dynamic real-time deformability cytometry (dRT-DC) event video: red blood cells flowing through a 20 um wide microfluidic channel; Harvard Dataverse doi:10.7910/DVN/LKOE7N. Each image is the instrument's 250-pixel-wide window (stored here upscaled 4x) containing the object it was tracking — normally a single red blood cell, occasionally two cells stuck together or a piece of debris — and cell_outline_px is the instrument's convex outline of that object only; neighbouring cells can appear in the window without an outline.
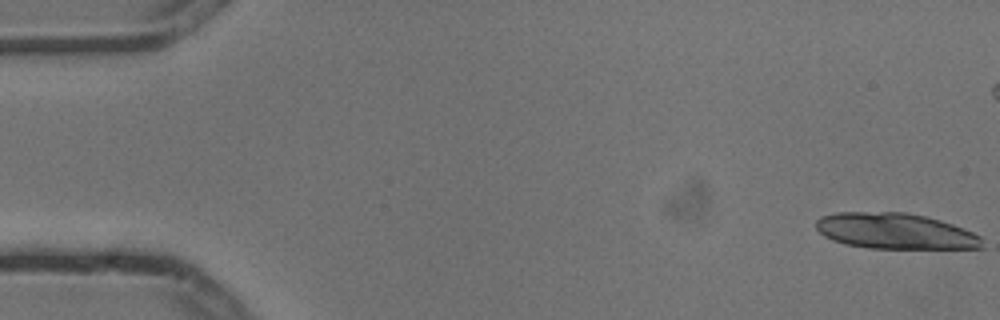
{"species": "common noctule bat (a hibernating species)", "species_latin": "Nyctalus noctula", "temperature_condition": "cold", "stored_images_in_passage": 6, "camera_frame_rate_fps": 3000, "um_per_image_px": 0.085, "animal": {"sex": "male", "body_mass_g": 13.3}, "frame": {"image": 1, "passage_image": 1, "time_ms": 0.0, "image_size_px": [1000, 320], "cell_outline_px": [[984, 248], [868, 248], [844, 244], [832, 240], [824, 236], [816, 228], [816, 220], [820, 216], [836, 212], [904, 212], [924, 216], [940, 220], [952, 224], [972, 232], [980, 236]], "centroid_in_image_um": [76.05, 19.64], "position_along_channel_um": 9.0, "area_um2": 34.62}}